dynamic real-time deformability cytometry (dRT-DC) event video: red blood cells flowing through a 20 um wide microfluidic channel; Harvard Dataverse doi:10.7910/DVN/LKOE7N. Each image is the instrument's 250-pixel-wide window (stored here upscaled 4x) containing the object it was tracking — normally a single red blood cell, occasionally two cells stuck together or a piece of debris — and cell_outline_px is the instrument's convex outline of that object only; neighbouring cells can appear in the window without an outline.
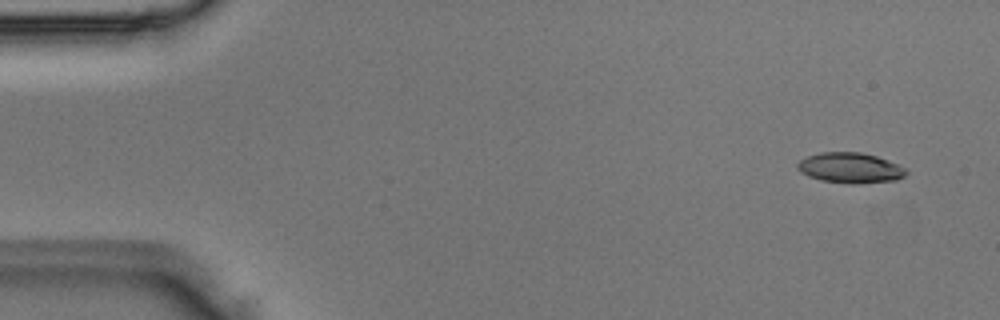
{"species": "Egyptian fruit bat (a non-hibernating species)", "species_latin": "Rousettus aegyptiacus", "temperature_condition": "room temperature", "stored_images_in_passage": 4, "camera_frame_rate_fps": 3000, "um_per_image_px": 0.085, "animal": {"sex": "male"}, "frame": {"image": 1, "passage_image": 1, "time_ms": 0.0, "image_size_px": [1000, 320], "cell_outline_px": [[908, 172], [904, 176], [896, 180], [852, 184], [820, 180], [808, 176], [800, 172], [796, 168], [796, 164], [800, 160], [808, 156], [820, 152], [860, 152], [876, 156], [888, 160], [904, 168]], "centroid_in_image_um": [72.23, 14.27], "position_along_channel_um": 12.8, "area_um2": 19.19}}
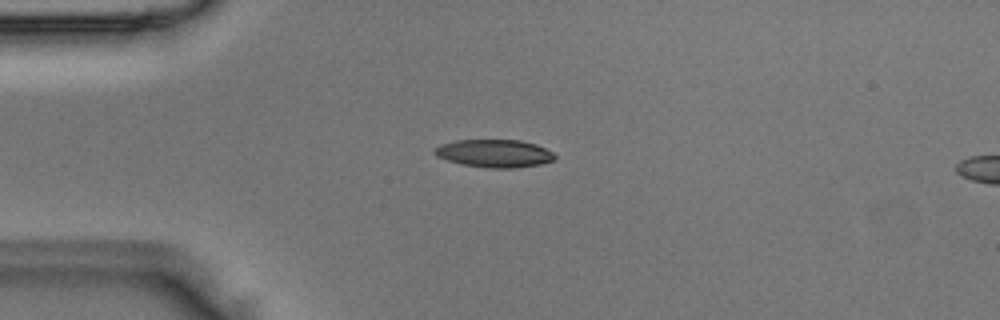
{"frame": {"image": 2, "passage_image": 3, "time_ms": 0.667, "image_size_px": [1000, 320], "cell_outline_px": [[556, 156], [552, 160], [540, 164], [516, 168], [488, 168], [464, 164], [448, 160], [436, 156], [432, 152], [432, 148], [440, 144], [456, 140], [520, 140], [536, 144], [552, 152]], "centroid_in_image_um": [41.98, 13.03], "position_along_channel_um": 43.0, "area_um2": 19.48}}